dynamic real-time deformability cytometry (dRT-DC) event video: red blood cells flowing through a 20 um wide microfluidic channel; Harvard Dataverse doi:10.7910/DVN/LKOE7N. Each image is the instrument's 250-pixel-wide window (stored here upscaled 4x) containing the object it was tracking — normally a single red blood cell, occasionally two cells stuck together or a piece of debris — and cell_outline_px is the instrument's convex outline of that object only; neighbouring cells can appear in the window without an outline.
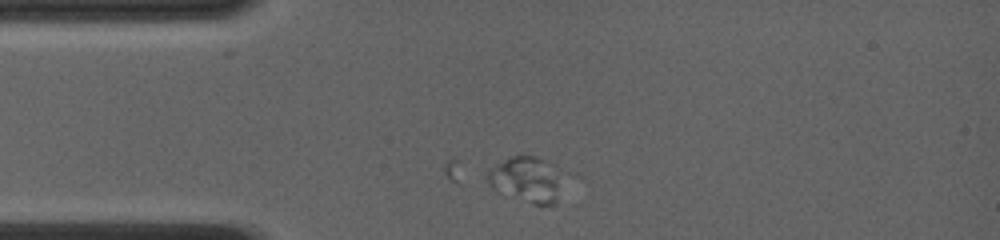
{"species": "common noctule bat (a hibernating species)", "species_latin": "Nyctalus noctula", "temperature_condition": "room temperature", "stored_images_in_passage": 3, "camera_frame_rate_fps": 4000, "um_per_image_px": 0.085, "animal": {"sex": "female", "body_mass_g": 19.0, "forearm_length_mm": 56.7}, "frame": {"image": 1, "passage_image": 3, "time_ms": 0.5, "image_size_px": [1000, 240], "cell_outline_px": [[580, 176], [556, 204], [540, 208], [492, 188], [488, 184], [484, 176], [488, 168], [508, 156], [532, 156], [576, 172]], "centroid_in_image_um": [45.13, 15.29], "position_along_channel_um": 39.9, "area_um2": 23.41}}